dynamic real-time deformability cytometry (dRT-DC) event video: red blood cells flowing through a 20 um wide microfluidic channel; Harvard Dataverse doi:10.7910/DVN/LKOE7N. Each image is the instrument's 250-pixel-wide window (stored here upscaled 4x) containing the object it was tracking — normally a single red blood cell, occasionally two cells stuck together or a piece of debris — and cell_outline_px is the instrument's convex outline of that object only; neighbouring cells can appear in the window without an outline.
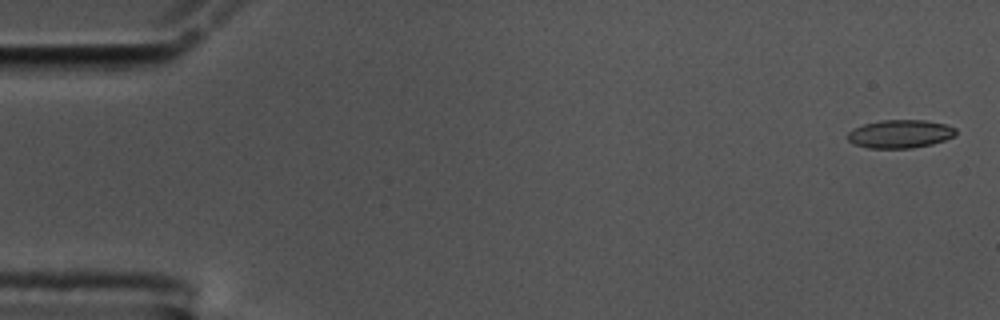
{"species": "common noctule bat (a hibernating species)", "species_latin": "Nyctalus noctula", "temperature_condition": "cold", "stored_images_in_passage": 14, "camera_frame_rate_fps": 3000, "um_per_image_px": 0.085, "animal": {"sex": "male", "body_mass_g": 17.5, "forearm_length_mm": 52.3}, "frame": {"image": 1, "passage_image": 2, "time_ms": 0.333, "image_size_px": [1000, 320], "cell_outline_px": [[956, 136], [932, 144], [912, 148], [868, 148], [852, 144], [848, 140], [848, 132], [852, 128], [864, 124], [880, 120], [924, 120], [948, 124], [956, 128]], "centroid_in_image_um": [76.51, 11.38], "position_along_channel_um": 8.5, "area_um2": 18.03}}